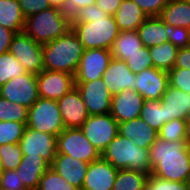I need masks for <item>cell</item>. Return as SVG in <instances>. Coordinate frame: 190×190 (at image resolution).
<instances>
[{
	"label": "cell",
	"mask_w": 190,
	"mask_h": 190,
	"mask_svg": "<svg viewBox=\"0 0 190 190\" xmlns=\"http://www.w3.org/2000/svg\"><path fill=\"white\" fill-rule=\"evenodd\" d=\"M71 26L85 50H110L120 32L114 16L103 12L96 4L77 10L71 16Z\"/></svg>",
	"instance_id": "obj_1"
},
{
	"label": "cell",
	"mask_w": 190,
	"mask_h": 190,
	"mask_svg": "<svg viewBox=\"0 0 190 190\" xmlns=\"http://www.w3.org/2000/svg\"><path fill=\"white\" fill-rule=\"evenodd\" d=\"M151 174L167 181L187 182L190 178L188 146L185 141L168 142L158 137L149 148Z\"/></svg>",
	"instance_id": "obj_2"
},
{
	"label": "cell",
	"mask_w": 190,
	"mask_h": 190,
	"mask_svg": "<svg viewBox=\"0 0 190 190\" xmlns=\"http://www.w3.org/2000/svg\"><path fill=\"white\" fill-rule=\"evenodd\" d=\"M44 70L76 74L84 47L77 34L70 29L65 35L42 44Z\"/></svg>",
	"instance_id": "obj_3"
},
{
	"label": "cell",
	"mask_w": 190,
	"mask_h": 190,
	"mask_svg": "<svg viewBox=\"0 0 190 190\" xmlns=\"http://www.w3.org/2000/svg\"><path fill=\"white\" fill-rule=\"evenodd\" d=\"M71 26V16L65 11L50 7L25 18L23 32L35 42L45 44L65 35Z\"/></svg>",
	"instance_id": "obj_4"
},
{
	"label": "cell",
	"mask_w": 190,
	"mask_h": 190,
	"mask_svg": "<svg viewBox=\"0 0 190 190\" xmlns=\"http://www.w3.org/2000/svg\"><path fill=\"white\" fill-rule=\"evenodd\" d=\"M101 157L116 169H129L151 174L149 149L138 147L132 140L120 135L109 143Z\"/></svg>",
	"instance_id": "obj_5"
},
{
	"label": "cell",
	"mask_w": 190,
	"mask_h": 190,
	"mask_svg": "<svg viewBox=\"0 0 190 190\" xmlns=\"http://www.w3.org/2000/svg\"><path fill=\"white\" fill-rule=\"evenodd\" d=\"M26 125L33 130L57 137L65 129L58 102L39 97L29 108Z\"/></svg>",
	"instance_id": "obj_6"
},
{
	"label": "cell",
	"mask_w": 190,
	"mask_h": 190,
	"mask_svg": "<svg viewBox=\"0 0 190 190\" xmlns=\"http://www.w3.org/2000/svg\"><path fill=\"white\" fill-rule=\"evenodd\" d=\"M57 153L91 163L101 158V153L86 138L80 128H65L57 136Z\"/></svg>",
	"instance_id": "obj_7"
},
{
	"label": "cell",
	"mask_w": 190,
	"mask_h": 190,
	"mask_svg": "<svg viewBox=\"0 0 190 190\" xmlns=\"http://www.w3.org/2000/svg\"><path fill=\"white\" fill-rule=\"evenodd\" d=\"M119 123L110 113L89 115L80 129L89 142L102 153L118 134Z\"/></svg>",
	"instance_id": "obj_8"
},
{
	"label": "cell",
	"mask_w": 190,
	"mask_h": 190,
	"mask_svg": "<svg viewBox=\"0 0 190 190\" xmlns=\"http://www.w3.org/2000/svg\"><path fill=\"white\" fill-rule=\"evenodd\" d=\"M9 52L27 72L38 74L44 70L42 44L35 42L23 31L14 35Z\"/></svg>",
	"instance_id": "obj_9"
},
{
	"label": "cell",
	"mask_w": 190,
	"mask_h": 190,
	"mask_svg": "<svg viewBox=\"0 0 190 190\" xmlns=\"http://www.w3.org/2000/svg\"><path fill=\"white\" fill-rule=\"evenodd\" d=\"M0 96L30 108L39 98L36 74L27 72L12 78L0 87Z\"/></svg>",
	"instance_id": "obj_10"
},
{
	"label": "cell",
	"mask_w": 190,
	"mask_h": 190,
	"mask_svg": "<svg viewBox=\"0 0 190 190\" xmlns=\"http://www.w3.org/2000/svg\"><path fill=\"white\" fill-rule=\"evenodd\" d=\"M89 115L110 113L112 94L103 78L89 82H75Z\"/></svg>",
	"instance_id": "obj_11"
},
{
	"label": "cell",
	"mask_w": 190,
	"mask_h": 190,
	"mask_svg": "<svg viewBox=\"0 0 190 190\" xmlns=\"http://www.w3.org/2000/svg\"><path fill=\"white\" fill-rule=\"evenodd\" d=\"M56 142L57 137L55 135L26 127L19 145L23 155L42 157L51 165L57 153Z\"/></svg>",
	"instance_id": "obj_12"
},
{
	"label": "cell",
	"mask_w": 190,
	"mask_h": 190,
	"mask_svg": "<svg viewBox=\"0 0 190 190\" xmlns=\"http://www.w3.org/2000/svg\"><path fill=\"white\" fill-rule=\"evenodd\" d=\"M111 59V50H84L77 68V72L74 76L75 82H89L102 78L103 73L108 68Z\"/></svg>",
	"instance_id": "obj_13"
},
{
	"label": "cell",
	"mask_w": 190,
	"mask_h": 190,
	"mask_svg": "<svg viewBox=\"0 0 190 190\" xmlns=\"http://www.w3.org/2000/svg\"><path fill=\"white\" fill-rule=\"evenodd\" d=\"M36 78L38 95L45 99L57 101L75 87L74 75L65 72L42 70Z\"/></svg>",
	"instance_id": "obj_14"
},
{
	"label": "cell",
	"mask_w": 190,
	"mask_h": 190,
	"mask_svg": "<svg viewBox=\"0 0 190 190\" xmlns=\"http://www.w3.org/2000/svg\"><path fill=\"white\" fill-rule=\"evenodd\" d=\"M136 91L144 100H161L169 86L168 72L150 67L135 74Z\"/></svg>",
	"instance_id": "obj_15"
},
{
	"label": "cell",
	"mask_w": 190,
	"mask_h": 190,
	"mask_svg": "<svg viewBox=\"0 0 190 190\" xmlns=\"http://www.w3.org/2000/svg\"><path fill=\"white\" fill-rule=\"evenodd\" d=\"M65 128H80L89 114L76 87L57 100Z\"/></svg>",
	"instance_id": "obj_16"
},
{
	"label": "cell",
	"mask_w": 190,
	"mask_h": 190,
	"mask_svg": "<svg viewBox=\"0 0 190 190\" xmlns=\"http://www.w3.org/2000/svg\"><path fill=\"white\" fill-rule=\"evenodd\" d=\"M143 96L135 90H124L112 96L110 114L122 123L140 117Z\"/></svg>",
	"instance_id": "obj_17"
},
{
	"label": "cell",
	"mask_w": 190,
	"mask_h": 190,
	"mask_svg": "<svg viewBox=\"0 0 190 190\" xmlns=\"http://www.w3.org/2000/svg\"><path fill=\"white\" fill-rule=\"evenodd\" d=\"M102 78L112 95L127 89L136 91L135 74L125 61L112 58Z\"/></svg>",
	"instance_id": "obj_18"
},
{
	"label": "cell",
	"mask_w": 190,
	"mask_h": 190,
	"mask_svg": "<svg viewBox=\"0 0 190 190\" xmlns=\"http://www.w3.org/2000/svg\"><path fill=\"white\" fill-rule=\"evenodd\" d=\"M118 169L102 157L89 163L81 190H112Z\"/></svg>",
	"instance_id": "obj_19"
},
{
	"label": "cell",
	"mask_w": 190,
	"mask_h": 190,
	"mask_svg": "<svg viewBox=\"0 0 190 190\" xmlns=\"http://www.w3.org/2000/svg\"><path fill=\"white\" fill-rule=\"evenodd\" d=\"M88 166L87 162L59 153H56V157L50 165L57 174L80 190L83 187Z\"/></svg>",
	"instance_id": "obj_20"
},
{
	"label": "cell",
	"mask_w": 190,
	"mask_h": 190,
	"mask_svg": "<svg viewBox=\"0 0 190 190\" xmlns=\"http://www.w3.org/2000/svg\"><path fill=\"white\" fill-rule=\"evenodd\" d=\"M166 113V123L173 119L187 120L190 117V94L168 86L161 98Z\"/></svg>",
	"instance_id": "obj_21"
},
{
	"label": "cell",
	"mask_w": 190,
	"mask_h": 190,
	"mask_svg": "<svg viewBox=\"0 0 190 190\" xmlns=\"http://www.w3.org/2000/svg\"><path fill=\"white\" fill-rule=\"evenodd\" d=\"M118 133L132 140L138 147L146 149L158 138V132L140 117L119 123Z\"/></svg>",
	"instance_id": "obj_22"
},
{
	"label": "cell",
	"mask_w": 190,
	"mask_h": 190,
	"mask_svg": "<svg viewBox=\"0 0 190 190\" xmlns=\"http://www.w3.org/2000/svg\"><path fill=\"white\" fill-rule=\"evenodd\" d=\"M49 167L50 165L42 157H34L28 154L22 156L16 172L27 190L37 189L42 175Z\"/></svg>",
	"instance_id": "obj_23"
},
{
	"label": "cell",
	"mask_w": 190,
	"mask_h": 190,
	"mask_svg": "<svg viewBox=\"0 0 190 190\" xmlns=\"http://www.w3.org/2000/svg\"><path fill=\"white\" fill-rule=\"evenodd\" d=\"M114 18L119 31H131L137 30L148 16L133 0H122Z\"/></svg>",
	"instance_id": "obj_24"
},
{
	"label": "cell",
	"mask_w": 190,
	"mask_h": 190,
	"mask_svg": "<svg viewBox=\"0 0 190 190\" xmlns=\"http://www.w3.org/2000/svg\"><path fill=\"white\" fill-rule=\"evenodd\" d=\"M166 23L159 17H148L137 29L143 46L150 48L168 42Z\"/></svg>",
	"instance_id": "obj_25"
},
{
	"label": "cell",
	"mask_w": 190,
	"mask_h": 190,
	"mask_svg": "<svg viewBox=\"0 0 190 190\" xmlns=\"http://www.w3.org/2000/svg\"><path fill=\"white\" fill-rule=\"evenodd\" d=\"M142 47L143 44L137 30L120 31L110 50L112 58L126 62L130 59V56L139 52Z\"/></svg>",
	"instance_id": "obj_26"
},
{
	"label": "cell",
	"mask_w": 190,
	"mask_h": 190,
	"mask_svg": "<svg viewBox=\"0 0 190 190\" xmlns=\"http://www.w3.org/2000/svg\"><path fill=\"white\" fill-rule=\"evenodd\" d=\"M159 17L173 27L190 29V2L170 0Z\"/></svg>",
	"instance_id": "obj_27"
},
{
	"label": "cell",
	"mask_w": 190,
	"mask_h": 190,
	"mask_svg": "<svg viewBox=\"0 0 190 190\" xmlns=\"http://www.w3.org/2000/svg\"><path fill=\"white\" fill-rule=\"evenodd\" d=\"M0 25L15 33L24 30L25 16L18 0H0Z\"/></svg>",
	"instance_id": "obj_28"
},
{
	"label": "cell",
	"mask_w": 190,
	"mask_h": 190,
	"mask_svg": "<svg viewBox=\"0 0 190 190\" xmlns=\"http://www.w3.org/2000/svg\"><path fill=\"white\" fill-rule=\"evenodd\" d=\"M153 67L169 72L175 66L178 48L170 42L149 48Z\"/></svg>",
	"instance_id": "obj_29"
},
{
	"label": "cell",
	"mask_w": 190,
	"mask_h": 190,
	"mask_svg": "<svg viewBox=\"0 0 190 190\" xmlns=\"http://www.w3.org/2000/svg\"><path fill=\"white\" fill-rule=\"evenodd\" d=\"M149 174L129 169H120L112 190H146Z\"/></svg>",
	"instance_id": "obj_30"
},
{
	"label": "cell",
	"mask_w": 190,
	"mask_h": 190,
	"mask_svg": "<svg viewBox=\"0 0 190 190\" xmlns=\"http://www.w3.org/2000/svg\"><path fill=\"white\" fill-rule=\"evenodd\" d=\"M140 118L157 132L166 123V113L161 100H144Z\"/></svg>",
	"instance_id": "obj_31"
},
{
	"label": "cell",
	"mask_w": 190,
	"mask_h": 190,
	"mask_svg": "<svg viewBox=\"0 0 190 190\" xmlns=\"http://www.w3.org/2000/svg\"><path fill=\"white\" fill-rule=\"evenodd\" d=\"M25 73H27L26 69L10 52L0 55V87L12 78Z\"/></svg>",
	"instance_id": "obj_32"
},
{
	"label": "cell",
	"mask_w": 190,
	"mask_h": 190,
	"mask_svg": "<svg viewBox=\"0 0 190 190\" xmlns=\"http://www.w3.org/2000/svg\"><path fill=\"white\" fill-rule=\"evenodd\" d=\"M28 111L29 108L0 96V121H14L27 124Z\"/></svg>",
	"instance_id": "obj_33"
},
{
	"label": "cell",
	"mask_w": 190,
	"mask_h": 190,
	"mask_svg": "<svg viewBox=\"0 0 190 190\" xmlns=\"http://www.w3.org/2000/svg\"><path fill=\"white\" fill-rule=\"evenodd\" d=\"M26 127L25 123L0 121V145L19 143Z\"/></svg>",
	"instance_id": "obj_34"
},
{
	"label": "cell",
	"mask_w": 190,
	"mask_h": 190,
	"mask_svg": "<svg viewBox=\"0 0 190 190\" xmlns=\"http://www.w3.org/2000/svg\"><path fill=\"white\" fill-rule=\"evenodd\" d=\"M37 190H80L49 167L42 175Z\"/></svg>",
	"instance_id": "obj_35"
},
{
	"label": "cell",
	"mask_w": 190,
	"mask_h": 190,
	"mask_svg": "<svg viewBox=\"0 0 190 190\" xmlns=\"http://www.w3.org/2000/svg\"><path fill=\"white\" fill-rule=\"evenodd\" d=\"M186 120L173 119L162 125L158 137L168 142L185 141Z\"/></svg>",
	"instance_id": "obj_36"
},
{
	"label": "cell",
	"mask_w": 190,
	"mask_h": 190,
	"mask_svg": "<svg viewBox=\"0 0 190 190\" xmlns=\"http://www.w3.org/2000/svg\"><path fill=\"white\" fill-rule=\"evenodd\" d=\"M0 156L4 170H16L21 163L23 151L19 143L0 145Z\"/></svg>",
	"instance_id": "obj_37"
},
{
	"label": "cell",
	"mask_w": 190,
	"mask_h": 190,
	"mask_svg": "<svg viewBox=\"0 0 190 190\" xmlns=\"http://www.w3.org/2000/svg\"><path fill=\"white\" fill-rule=\"evenodd\" d=\"M126 63L134 74L141 73L143 70L153 67L149 48L143 46L139 52L130 56V59Z\"/></svg>",
	"instance_id": "obj_38"
},
{
	"label": "cell",
	"mask_w": 190,
	"mask_h": 190,
	"mask_svg": "<svg viewBox=\"0 0 190 190\" xmlns=\"http://www.w3.org/2000/svg\"><path fill=\"white\" fill-rule=\"evenodd\" d=\"M168 42L179 48L190 47V29L166 24Z\"/></svg>",
	"instance_id": "obj_39"
},
{
	"label": "cell",
	"mask_w": 190,
	"mask_h": 190,
	"mask_svg": "<svg viewBox=\"0 0 190 190\" xmlns=\"http://www.w3.org/2000/svg\"><path fill=\"white\" fill-rule=\"evenodd\" d=\"M169 85L190 94V70L172 68L168 72Z\"/></svg>",
	"instance_id": "obj_40"
},
{
	"label": "cell",
	"mask_w": 190,
	"mask_h": 190,
	"mask_svg": "<svg viewBox=\"0 0 190 190\" xmlns=\"http://www.w3.org/2000/svg\"><path fill=\"white\" fill-rule=\"evenodd\" d=\"M146 190H188L187 182L167 181L149 174Z\"/></svg>",
	"instance_id": "obj_41"
},
{
	"label": "cell",
	"mask_w": 190,
	"mask_h": 190,
	"mask_svg": "<svg viewBox=\"0 0 190 190\" xmlns=\"http://www.w3.org/2000/svg\"><path fill=\"white\" fill-rule=\"evenodd\" d=\"M0 190H27L16 170H4L0 175Z\"/></svg>",
	"instance_id": "obj_42"
},
{
	"label": "cell",
	"mask_w": 190,
	"mask_h": 190,
	"mask_svg": "<svg viewBox=\"0 0 190 190\" xmlns=\"http://www.w3.org/2000/svg\"><path fill=\"white\" fill-rule=\"evenodd\" d=\"M141 10L148 16H160L170 0H133Z\"/></svg>",
	"instance_id": "obj_43"
},
{
	"label": "cell",
	"mask_w": 190,
	"mask_h": 190,
	"mask_svg": "<svg viewBox=\"0 0 190 190\" xmlns=\"http://www.w3.org/2000/svg\"><path fill=\"white\" fill-rule=\"evenodd\" d=\"M18 1L25 18L35 15L51 7L48 0H18Z\"/></svg>",
	"instance_id": "obj_44"
},
{
	"label": "cell",
	"mask_w": 190,
	"mask_h": 190,
	"mask_svg": "<svg viewBox=\"0 0 190 190\" xmlns=\"http://www.w3.org/2000/svg\"><path fill=\"white\" fill-rule=\"evenodd\" d=\"M16 33L0 25V55L9 52L12 39Z\"/></svg>",
	"instance_id": "obj_45"
},
{
	"label": "cell",
	"mask_w": 190,
	"mask_h": 190,
	"mask_svg": "<svg viewBox=\"0 0 190 190\" xmlns=\"http://www.w3.org/2000/svg\"><path fill=\"white\" fill-rule=\"evenodd\" d=\"M96 4V0H66L65 12L72 16L77 10Z\"/></svg>",
	"instance_id": "obj_46"
},
{
	"label": "cell",
	"mask_w": 190,
	"mask_h": 190,
	"mask_svg": "<svg viewBox=\"0 0 190 190\" xmlns=\"http://www.w3.org/2000/svg\"><path fill=\"white\" fill-rule=\"evenodd\" d=\"M121 3L122 0H96V5L110 16H114Z\"/></svg>",
	"instance_id": "obj_47"
},
{
	"label": "cell",
	"mask_w": 190,
	"mask_h": 190,
	"mask_svg": "<svg viewBox=\"0 0 190 190\" xmlns=\"http://www.w3.org/2000/svg\"><path fill=\"white\" fill-rule=\"evenodd\" d=\"M174 68L190 70V47L178 49Z\"/></svg>",
	"instance_id": "obj_48"
},
{
	"label": "cell",
	"mask_w": 190,
	"mask_h": 190,
	"mask_svg": "<svg viewBox=\"0 0 190 190\" xmlns=\"http://www.w3.org/2000/svg\"><path fill=\"white\" fill-rule=\"evenodd\" d=\"M48 1L51 7L65 11L66 0H48Z\"/></svg>",
	"instance_id": "obj_49"
},
{
	"label": "cell",
	"mask_w": 190,
	"mask_h": 190,
	"mask_svg": "<svg viewBox=\"0 0 190 190\" xmlns=\"http://www.w3.org/2000/svg\"><path fill=\"white\" fill-rule=\"evenodd\" d=\"M185 142L186 145L190 147V117L186 120Z\"/></svg>",
	"instance_id": "obj_50"
},
{
	"label": "cell",
	"mask_w": 190,
	"mask_h": 190,
	"mask_svg": "<svg viewBox=\"0 0 190 190\" xmlns=\"http://www.w3.org/2000/svg\"><path fill=\"white\" fill-rule=\"evenodd\" d=\"M4 172V168H3V165H2V159H1V156H0V175Z\"/></svg>",
	"instance_id": "obj_51"
},
{
	"label": "cell",
	"mask_w": 190,
	"mask_h": 190,
	"mask_svg": "<svg viewBox=\"0 0 190 190\" xmlns=\"http://www.w3.org/2000/svg\"><path fill=\"white\" fill-rule=\"evenodd\" d=\"M188 157H189V164H190V147H188Z\"/></svg>",
	"instance_id": "obj_52"
},
{
	"label": "cell",
	"mask_w": 190,
	"mask_h": 190,
	"mask_svg": "<svg viewBox=\"0 0 190 190\" xmlns=\"http://www.w3.org/2000/svg\"><path fill=\"white\" fill-rule=\"evenodd\" d=\"M187 185H188V190H190V178L187 181Z\"/></svg>",
	"instance_id": "obj_53"
}]
</instances>
